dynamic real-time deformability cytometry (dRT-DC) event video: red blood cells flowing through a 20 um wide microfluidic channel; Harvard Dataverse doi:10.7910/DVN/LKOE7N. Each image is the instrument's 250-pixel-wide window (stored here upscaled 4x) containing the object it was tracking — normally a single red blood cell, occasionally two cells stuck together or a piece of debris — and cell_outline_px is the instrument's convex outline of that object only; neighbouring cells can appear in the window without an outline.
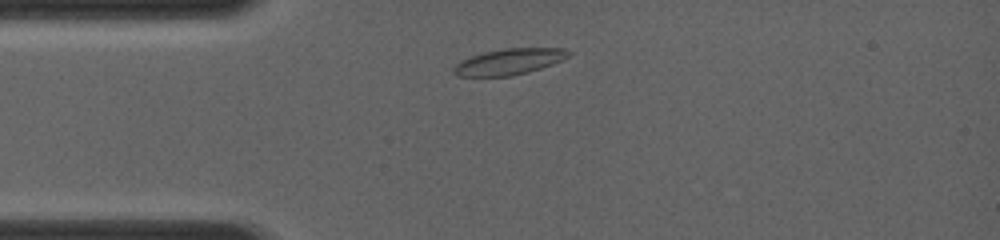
{"species": "common noctule bat (a hibernating species)", "species_latin": "Nyctalus noctula", "temperature_condition": "room temperature", "stored_images_in_passage": 4, "camera_frame_rate_fps": 4000, "um_per_image_px": 0.085, "animal": {"sex": "female", "body_mass_g": 19.0, "forearm_length_mm": 56.7}, "frame": {"image": 1, "passage_image": 2, "time_ms": 1.0, "image_size_px": [1000, 240], "cell_outline_px": [[572, 52], [568, 56], [552, 64], [528, 72], [512, 76], [456, 76], [452, 72], [452, 68], [460, 60], [484, 52], [504, 48], [564, 48]], "centroid_in_image_um": [43.24, 5.24], "position_along_channel_um": 41.8, "area_um2": 17.4}}
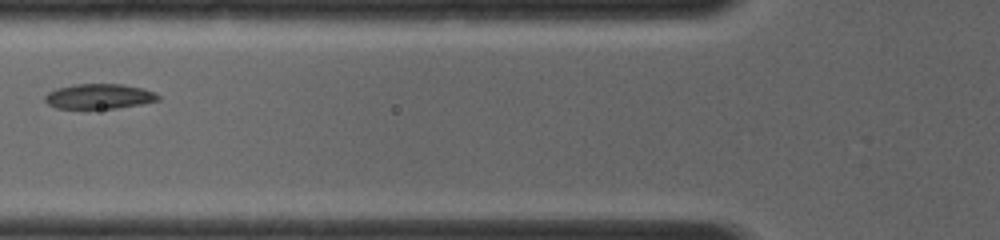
{"frame": {"image": 2, "passage_image": 4, "time_ms": 3.0, "image_size_px": [1000, 240], "cell_outline_px": [[160, 100], [140, 104], [116, 108], [56, 108], [48, 104], [44, 100], [44, 96], [48, 92], [56, 88], [76, 84], [124, 84], [144, 88], [160, 96]], "centroid_in_image_um": [8.41, 8.18], "position_along_channel_um": 117.4, "area_um2": 16.47}}